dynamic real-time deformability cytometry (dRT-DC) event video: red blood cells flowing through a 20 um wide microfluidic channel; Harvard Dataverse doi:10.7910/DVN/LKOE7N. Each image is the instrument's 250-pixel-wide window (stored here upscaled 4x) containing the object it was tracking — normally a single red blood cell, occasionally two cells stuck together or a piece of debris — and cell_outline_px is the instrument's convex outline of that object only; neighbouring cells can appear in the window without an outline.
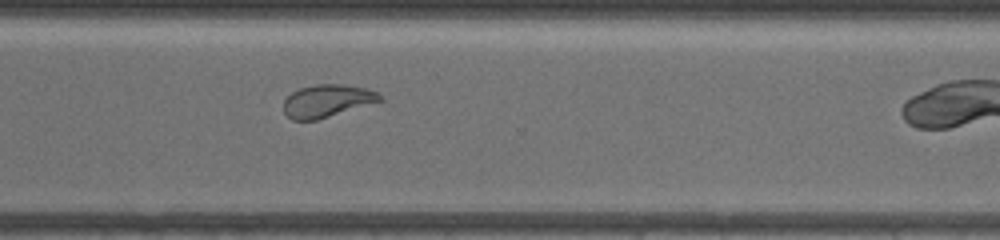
{"species": "common noctule bat (a hibernating species)", "species_latin": "Nyctalus noctula", "temperature_condition": "warm", "stored_images_in_passage": 32, "camera_frame_rate_fps": 3000, "um_per_image_px": 0.085, "animal": {"sex": "female", "body_mass_g": 19.5, "forearm_length_mm": 54.1}, "frame": {"image": 1, "passage_image": 24, "time_ms": 7.667, "image_size_px": [1000, 240], "cell_outline_px": [[384, 100], [316, 120], [292, 120], [284, 112], [284, 100], [292, 92], [300, 88], [316, 84], [344, 84], [364, 88], [376, 92]], "centroid_in_image_um": [27.78, 8.57], "position_along_channel_um": 342.8, "area_um2": 18.09}}